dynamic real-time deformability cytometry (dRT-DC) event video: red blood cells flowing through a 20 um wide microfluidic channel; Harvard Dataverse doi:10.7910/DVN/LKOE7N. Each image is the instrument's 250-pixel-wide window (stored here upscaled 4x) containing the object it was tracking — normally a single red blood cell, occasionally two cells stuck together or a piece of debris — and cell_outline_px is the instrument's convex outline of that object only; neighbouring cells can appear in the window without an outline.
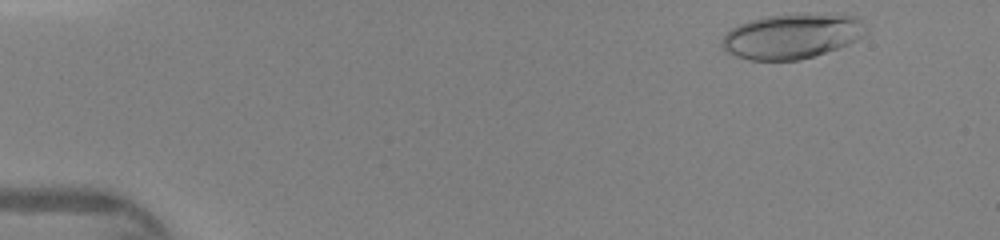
{"species": "human", "species_latin": "Homo sapiens", "temperature_condition": "warm", "stored_images_in_passage": 8, "camera_frame_rate_fps": 3000, "um_per_image_px": 0.085, "donor": {"sex": "female"}, "frame": {"image": 1, "passage_image": 2, "time_ms": 0.333, "image_size_px": [1000, 240], "cell_outline_px": [[868, 32], [856, 40], [848, 44], [800, 60], [748, 60], [736, 56], [728, 52], [720, 44], [724, 36], [732, 28], [740, 24], [752, 20], [768, 16], [856, 16], [868, 28]], "centroid_in_image_um": [67.29, 3.12], "position_along_channel_um": 17.7, "area_um2": 36.47}}